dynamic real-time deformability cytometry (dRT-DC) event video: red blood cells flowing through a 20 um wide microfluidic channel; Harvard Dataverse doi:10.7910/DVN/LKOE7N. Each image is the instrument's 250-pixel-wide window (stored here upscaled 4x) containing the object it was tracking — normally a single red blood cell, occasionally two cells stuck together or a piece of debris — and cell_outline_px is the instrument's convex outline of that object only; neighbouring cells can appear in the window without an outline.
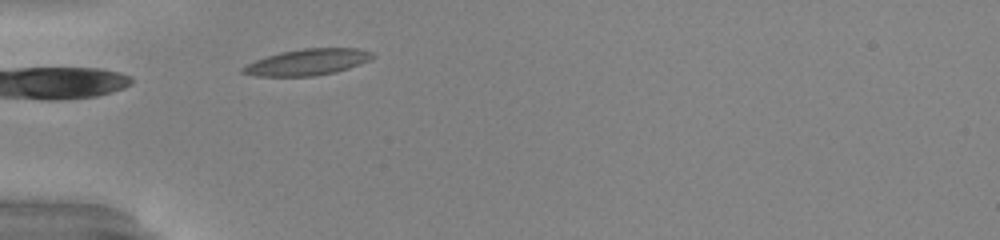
{"species": "common noctule bat (a hibernating species)", "species_latin": "Nyctalus noctula", "temperature_condition": "warm", "stored_images_in_passage": 28, "camera_frame_rate_fps": 3000, "um_per_image_px": 0.085, "animal": {"sex": "male", "body_mass_g": 20.0, "forearm_length_mm": 53.3}, "frame": {"image": 1, "passage_image": 1, "time_ms": 0.0, "image_size_px": [1000, 240], "cell_outline_px": [[376, 56], [372, 60], [336, 72], [312, 76], [256, 76], [240, 72], [240, 68], [256, 60], [280, 52], [304, 48], [360, 48], [372, 52]], "centroid_in_image_um": [26.18, 5.27], "position_along_channel_um": 58.8, "area_um2": 19.88}}
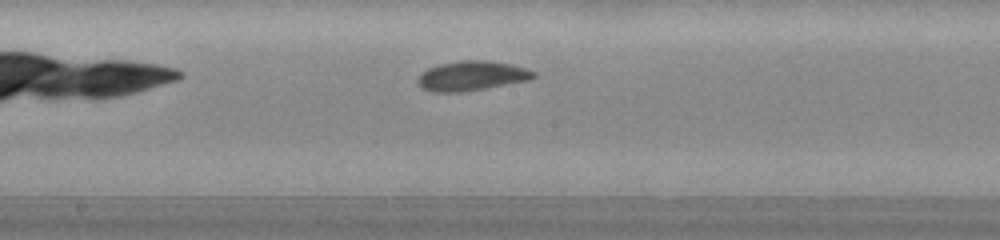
{"frame": {"image": 2, "passage_image": 13, "time_ms": 4.0, "image_size_px": [1000, 240], "cell_outline_px": [[536, 76], [528, 80], [484, 88], [460, 92], [432, 92], [424, 88], [416, 80], [420, 72], [428, 68], [440, 64], [460, 60], [488, 60], [512, 64], [536, 72]], "centroid_in_image_um": [40.07, 6.43], "position_along_channel_um": 208.1, "area_um2": 19.88}}
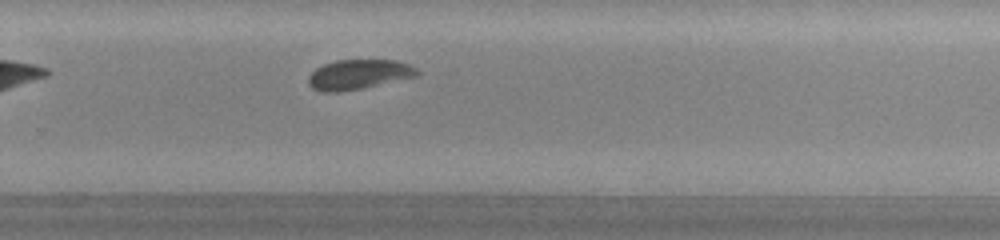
{"frame": {"image": 3, "passage_image": 20, "time_ms": 6.333, "image_size_px": [1000, 240], "cell_outline_px": [[420, 76], [340, 92], [320, 92], [312, 88], [308, 84], [308, 76], [316, 68], [324, 64], [336, 60], [396, 60], [408, 64], [416, 68], [420, 72]], "centroid_in_image_um": [30.48, 6.33], "position_along_channel_um": 299.3, "area_um2": 18.96}, "authors_computed_cell_mechanics": {"area_um2": 19.0451, "velocity_mm_per_s": 3.9182, "shape_relaxation_time_tau1_ms": 3.7644, "shape_relaxation_time_tau2_ms": 2.1898, "deformation_change_tau1": 0.1228, "deformation_change_tau2": 0.0297}}